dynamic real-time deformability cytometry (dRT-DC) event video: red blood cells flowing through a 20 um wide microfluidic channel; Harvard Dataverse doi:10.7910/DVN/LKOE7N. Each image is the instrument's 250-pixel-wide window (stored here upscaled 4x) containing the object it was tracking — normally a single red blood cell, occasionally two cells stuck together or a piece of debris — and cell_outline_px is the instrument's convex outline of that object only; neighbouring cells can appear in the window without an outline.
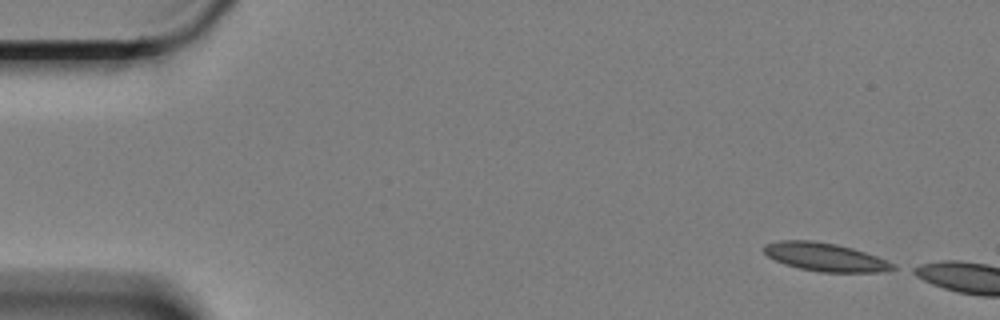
{"species": "Egyptian fruit bat (a non-hibernating species)", "species_latin": "Rousettus aegyptiacus", "temperature_condition": "cold", "stored_images_in_passage": 10, "camera_frame_rate_fps": 3000, "um_per_image_px": 0.085, "animal": {"sex": "female"}, "frame": {"image": 1, "passage_image": 1, "time_ms": 0.0, "image_size_px": [1000, 320], "cell_outline_px": [[896, 268], [880, 272], [820, 272], [800, 268], [784, 264], [768, 256], [764, 252], [764, 244], [780, 240], [812, 240], [836, 244], [852, 248], [876, 256], [896, 264]], "centroid_in_image_um": [70.13, 21.84], "position_along_channel_um": 14.9, "area_um2": 21.15}}